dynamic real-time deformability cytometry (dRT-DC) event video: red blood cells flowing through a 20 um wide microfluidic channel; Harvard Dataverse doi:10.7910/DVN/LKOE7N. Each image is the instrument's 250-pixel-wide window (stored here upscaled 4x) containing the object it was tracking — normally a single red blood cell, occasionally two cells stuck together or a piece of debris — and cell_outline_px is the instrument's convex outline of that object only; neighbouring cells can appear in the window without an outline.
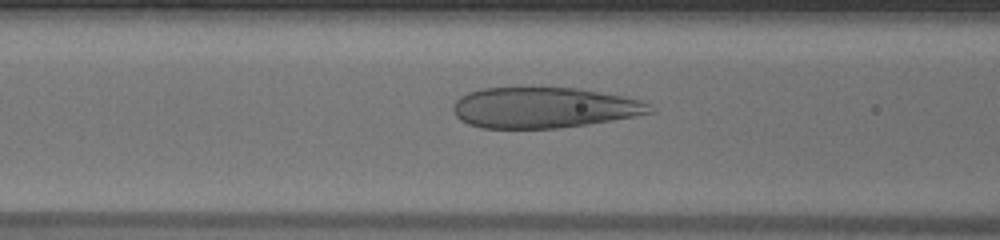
{"species": "human", "species_latin": "Homo sapiens", "temperature_condition": "warm", "stored_images_in_passage": 34, "camera_frame_rate_fps": 3000, "um_per_image_px": 0.085, "donor": {"sex": "male"}, "frame": {"image": 1, "passage_image": 9, "time_ms": 2.667, "image_size_px": [1000, 240], "cell_outline_px": [[656, 112], [612, 120], [588, 124], [560, 128], [480, 128], [468, 124], [460, 120], [452, 112], [452, 104], [460, 96], [468, 92], [480, 88], [580, 88], [640, 100], [648, 104]], "centroid_in_image_um": [46.17, 9.15], "position_along_channel_um": 120.4, "area_um2": 46.7}}
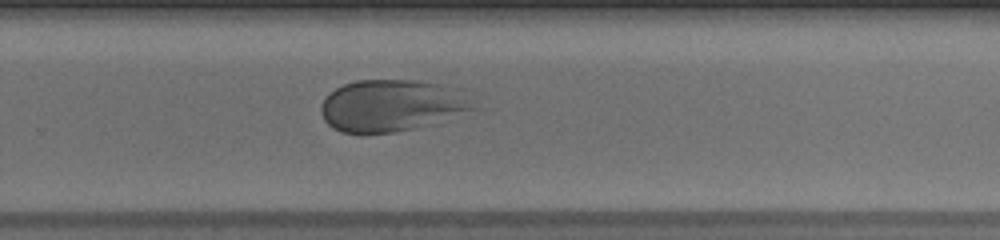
{"frame": {"image": 2, "passage_image": 22, "time_ms": 7.0, "image_size_px": [1000, 240], "cell_outline_px": [[480, 108], [416, 128], [392, 132], [360, 136], [340, 132], [332, 128], [324, 120], [320, 112], [320, 104], [336, 88], [344, 84], [356, 80], [420, 80], [440, 84]], "centroid_in_image_um": [33.15, 9.02], "position_along_channel_um": 296.6, "area_um2": 45.72}}
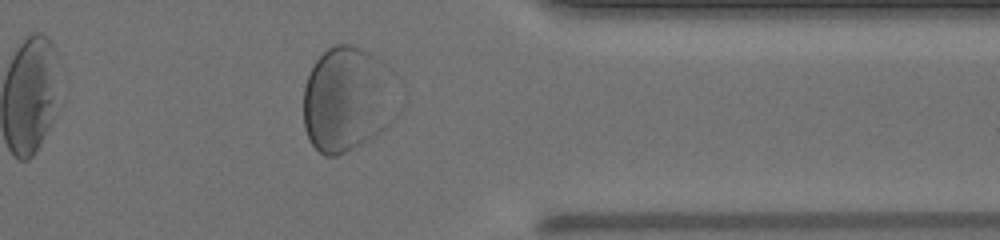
{"frame": {"image": 3, "passage_image": 29, "time_ms": 9.333, "image_size_px": [1000, 240], "cell_outline_px": [[404, 104], [396, 116], [384, 128], [360, 144], [336, 156], [324, 156], [312, 144], [304, 128], [304, 84], [316, 60], [332, 44], [352, 44], [368, 52], [392, 68], [404, 84]], "centroid_in_image_um": [29.68, 8.39], "position_along_channel_um": 381.7, "area_um2": 59.77}}